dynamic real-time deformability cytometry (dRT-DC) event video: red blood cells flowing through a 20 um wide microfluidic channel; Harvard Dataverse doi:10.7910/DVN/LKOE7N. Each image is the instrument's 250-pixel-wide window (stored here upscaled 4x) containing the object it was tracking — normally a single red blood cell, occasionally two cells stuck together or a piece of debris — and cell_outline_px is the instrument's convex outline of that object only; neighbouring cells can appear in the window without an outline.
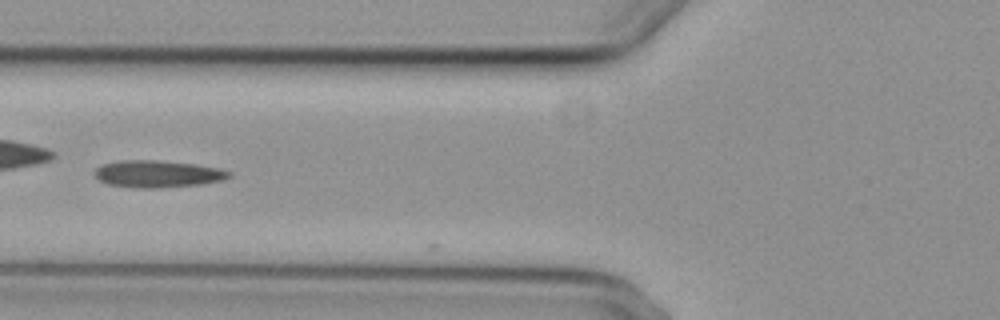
{"species": "common noctule bat (a hibernating species)", "species_latin": "Nyctalus noctula", "temperature_condition": "cold", "stored_images_in_passage": 5, "camera_frame_rate_fps": 3000, "um_per_image_px": 0.085, "animal": {"sex": "female", "body_mass_g": 29.2, "forearm_length_mm": 56.3}, "frame": {"image": 1, "passage_image": 3, "time_ms": 0.667, "image_size_px": [1000, 320], "cell_outline_px": [[232, 176], [224, 180], [200, 184], [160, 188], [132, 188], [108, 184], [100, 180], [92, 172], [96, 168], [104, 164], [120, 160], [156, 160], [196, 164], [220, 168], [232, 172]], "centroid_in_image_um": [13.42, 14.78], "position_along_channel_um": 112.4, "area_um2": 21.39}}